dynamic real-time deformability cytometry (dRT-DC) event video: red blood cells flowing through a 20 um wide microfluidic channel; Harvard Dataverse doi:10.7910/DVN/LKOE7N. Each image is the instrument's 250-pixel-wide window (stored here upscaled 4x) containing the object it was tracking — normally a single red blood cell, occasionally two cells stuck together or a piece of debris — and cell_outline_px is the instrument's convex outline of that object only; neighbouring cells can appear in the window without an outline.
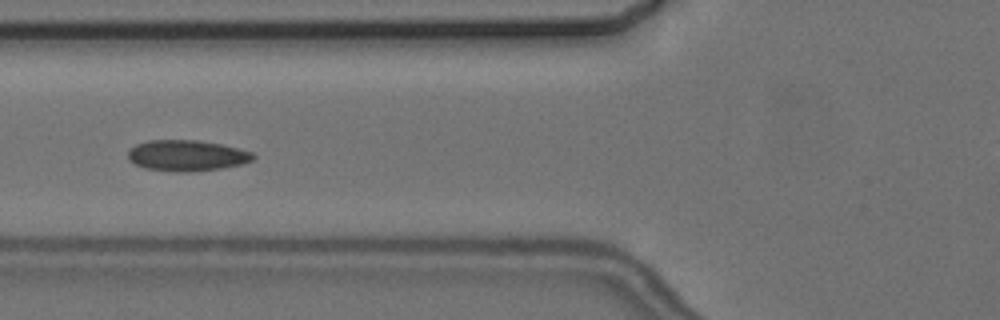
{"species": "common noctule bat (a hibernating species)", "species_latin": "Nyctalus noctula", "temperature_condition": "cold", "stored_images_in_passage": 9, "camera_frame_rate_fps": 3000, "um_per_image_px": 0.085, "animal": {"sex": "female", "body_mass_g": 24.6, "forearm_length_mm": 56.2}, "frame": {"image": 1, "passage_image": 7, "time_ms": 7.333, "image_size_px": [1000, 320], "cell_outline_px": [[256, 156], [252, 160], [244, 164], [220, 168], [188, 172], [176, 172], [144, 168], [128, 160], [128, 152], [136, 144], [148, 140], [196, 140], [220, 144], [252, 152]], "centroid_in_image_um": [15.87, 13.22], "position_along_channel_um": 109.9, "area_um2": 22.48}}
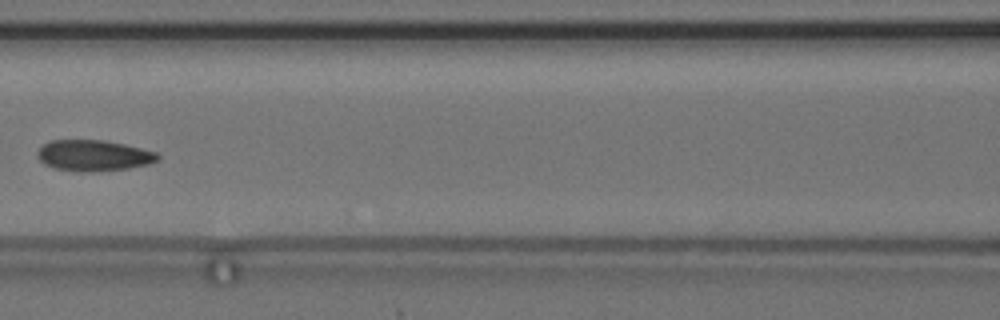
{"frame": {"image": 2, "passage_image": 8, "time_ms": 8.667, "image_size_px": [1000, 320], "cell_outline_px": [[160, 160], [148, 164], [128, 168], [92, 172], [80, 172], [56, 168], [44, 164], [36, 156], [36, 152], [44, 144], [52, 140], [104, 140], [124, 144], [156, 152], [160, 156]], "centroid_in_image_um": [7.96, 13.22], "position_along_channel_um": 158.6, "area_um2": 21.73}}